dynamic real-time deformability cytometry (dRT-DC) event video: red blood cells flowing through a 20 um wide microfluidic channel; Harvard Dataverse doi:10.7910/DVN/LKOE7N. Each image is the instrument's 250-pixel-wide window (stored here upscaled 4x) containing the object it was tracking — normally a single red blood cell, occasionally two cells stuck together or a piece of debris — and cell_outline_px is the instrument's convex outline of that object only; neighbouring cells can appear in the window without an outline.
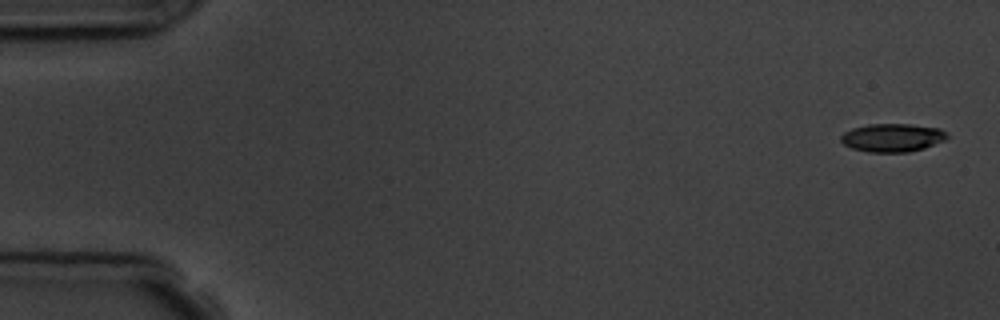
{"species": "common noctule bat (a hibernating species)", "species_latin": "Nyctalus noctula", "temperature_condition": "room temperature", "stored_images_in_passage": 5, "camera_frame_rate_fps": 3000, "um_per_image_px": 0.085, "animal": {"sex": "male", "body_mass_g": 19.5, "forearm_length_mm": 54.6}, "frame": {"image": 1, "passage_image": 1, "time_ms": 0.0, "image_size_px": [1000, 320], "cell_outline_px": [[948, 140], [924, 148], [908, 152], [868, 152], [852, 148], [844, 144], [840, 140], [840, 136], [844, 132], [852, 128], [868, 124], [912, 124], [940, 128], [948, 132]], "centroid_in_image_um": [75.9, 11.69], "position_along_channel_um": 9.1, "area_um2": 17.74}}
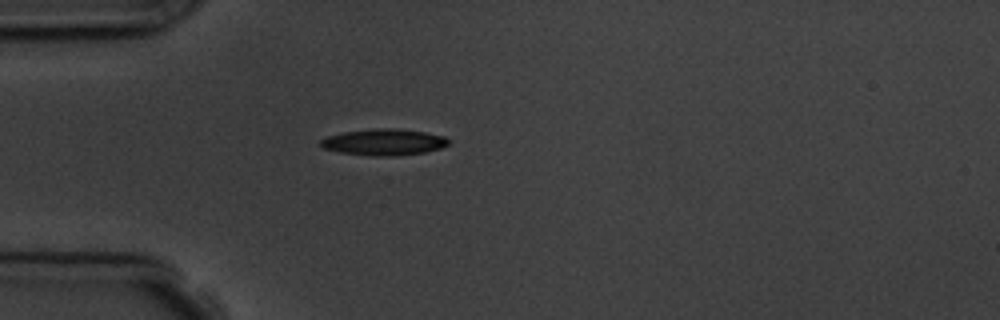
{"frame": {"image": 2, "passage_image": 5, "time_ms": 4.667, "image_size_px": [1000, 320], "cell_outline_px": [[448, 144], [440, 148], [424, 152], [392, 156], [372, 156], [340, 152], [324, 148], [320, 144], [320, 140], [328, 136], [344, 132], [376, 128], [396, 128], [424, 132], [444, 136], [448, 140]], "centroid_in_image_um": [32.62, 12.08], "position_along_channel_um": 52.4, "area_um2": 19.42}}